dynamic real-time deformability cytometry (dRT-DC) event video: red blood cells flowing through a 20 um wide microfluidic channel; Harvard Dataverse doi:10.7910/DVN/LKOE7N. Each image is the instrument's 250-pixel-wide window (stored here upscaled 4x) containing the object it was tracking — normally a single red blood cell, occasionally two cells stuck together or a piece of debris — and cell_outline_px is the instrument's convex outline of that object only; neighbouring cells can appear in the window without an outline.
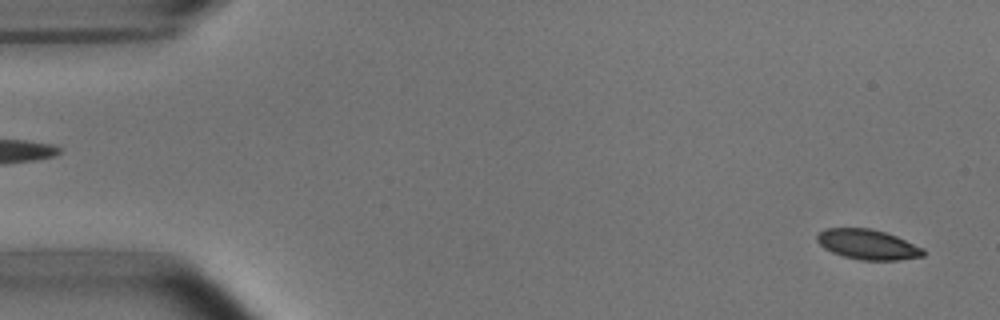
{"species": "common noctule bat (a hibernating species)", "species_latin": "Nyctalus noctula", "temperature_condition": "room temperature", "stored_images_in_passage": 52, "camera_frame_rate_fps": 3000, "um_per_image_px": 0.085, "animal": {"sex": "male", "body_mass_g": 15.6}, "frame": {"image": 1, "passage_image": 2, "time_ms": 0.333, "image_size_px": [1000, 320], "cell_outline_px": [[924, 256], [900, 260], [860, 260], [844, 256], [832, 252], [824, 248], [816, 240], [816, 236], [820, 232], [828, 228], [872, 228], [896, 236], [924, 248]], "centroid_in_image_um": [73.77, 20.78], "position_along_channel_um": 11.2, "area_um2": 18.55}}
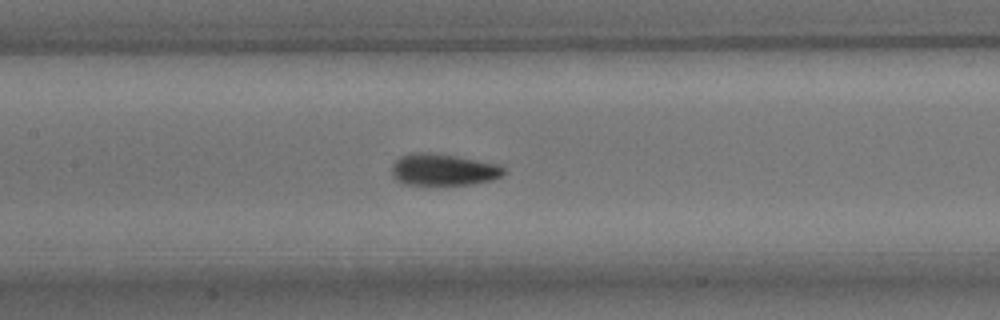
{"frame": {"image": 2, "passage_image": 24, "time_ms": 7.667, "image_size_px": [1000, 320], "cell_outline_px": [[508, 172], [492, 180], [472, 184], [424, 188], [400, 184], [392, 176], [392, 164], [400, 156], [412, 152], [424, 152], [456, 156], [500, 164]], "centroid_in_image_um": [37.63, 14.48], "position_along_channel_um": 169.8, "area_um2": 21.85}}
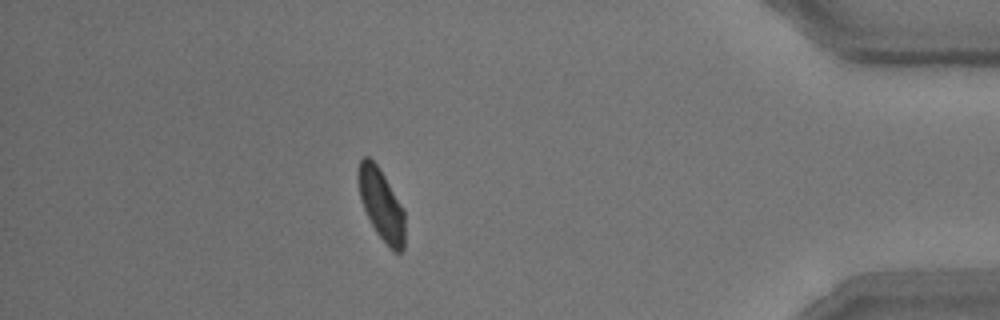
{"frame": {"image": 3, "passage_image": 46, "time_ms": 15.0, "image_size_px": [1000, 320], "cell_outline_px": [[404, 248], [400, 252], [396, 252], [376, 232], [364, 208], [360, 196], [356, 176], [356, 172], [360, 160], [364, 156], [368, 156], [376, 164], [384, 176], [404, 208]], "centroid_in_image_um": [32.39, 17.33], "position_along_channel_um": 402.8, "area_um2": 19.07}, "authors_computed_cell_mechanics": {"area_um2": 19.8543, "velocity_mm_per_s": 3.7846, "shape_relaxation_time_tau1_ms": 2.1253, "shape_relaxation_time_tau2_ms": 0.755, "deformation_change_tau1": 0.1066, "deformation_change_tau2": 0.0454}}